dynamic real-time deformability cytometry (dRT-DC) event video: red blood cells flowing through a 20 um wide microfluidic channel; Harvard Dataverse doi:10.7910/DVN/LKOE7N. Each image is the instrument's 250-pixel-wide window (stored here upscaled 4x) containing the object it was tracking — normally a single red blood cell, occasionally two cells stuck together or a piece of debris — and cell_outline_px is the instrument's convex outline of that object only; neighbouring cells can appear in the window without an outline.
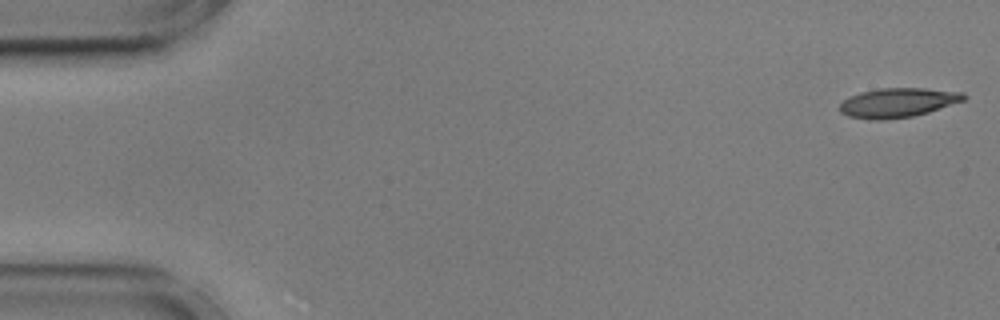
{"species": "common noctule bat (a hibernating species)", "species_latin": "Nyctalus noctula", "temperature_condition": "cold", "stored_images_in_passage": 7, "camera_frame_rate_fps": 3000, "um_per_image_px": 0.085, "animal": {"sex": "male", "body_mass_g": 17.9, "forearm_length_mm": 54.2}, "frame": {"image": 1, "passage_image": 1, "time_ms": 0.0, "image_size_px": [1000, 320], "cell_outline_px": [[968, 96], [964, 100], [928, 112], [912, 116], [884, 120], [872, 120], [848, 116], [840, 112], [840, 104], [848, 96], [860, 92], [880, 88], [924, 88], [964, 92]], "centroid_in_image_um": [76.3, 8.72], "position_along_channel_um": 8.7, "area_um2": 21.27}}